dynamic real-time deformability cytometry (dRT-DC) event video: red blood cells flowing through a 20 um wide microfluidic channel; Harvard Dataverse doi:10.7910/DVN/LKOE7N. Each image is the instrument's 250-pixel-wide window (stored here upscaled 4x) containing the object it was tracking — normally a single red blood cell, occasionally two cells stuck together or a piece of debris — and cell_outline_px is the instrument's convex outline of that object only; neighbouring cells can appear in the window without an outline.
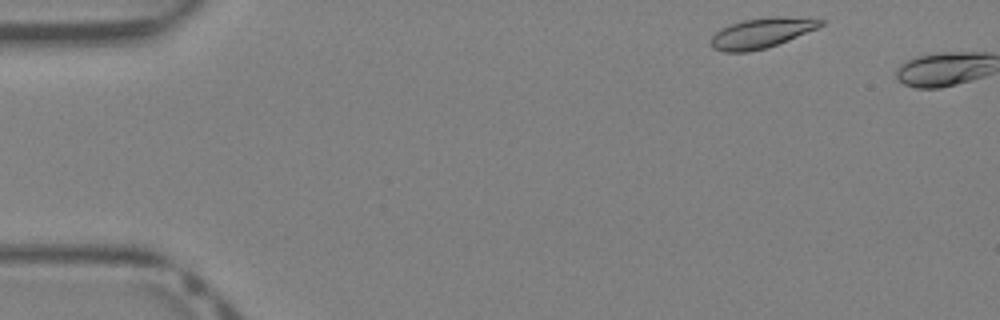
{"species": "Egyptian fruit bat (a non-hibernating species)", "species_latin": "Rousettus aegyptiacus", "temperature_condition": "warm", "stored_images_in_passage": 3, "camera_frame_rate_fps": 3000, "um_per_image_px": 0.085, "animal": {"sex": "female"}, "frame": {"image": 1, "passage_image": 2, "time_ms": 0.333, "image_size_px": [1000, 320], "cell_outline_px": [[824, 24], [816, 28], [788, 40], [764, 48], [748, 52], [724, 52], [712, 48], [712, 36], [720, 28], [744, 20], [772, 16], [780, 16], [824, 20]], "centroid_in_image_um": [64.69, 2.8], "position_along_channel_um": 20.3, "area_um2": 18.84}}